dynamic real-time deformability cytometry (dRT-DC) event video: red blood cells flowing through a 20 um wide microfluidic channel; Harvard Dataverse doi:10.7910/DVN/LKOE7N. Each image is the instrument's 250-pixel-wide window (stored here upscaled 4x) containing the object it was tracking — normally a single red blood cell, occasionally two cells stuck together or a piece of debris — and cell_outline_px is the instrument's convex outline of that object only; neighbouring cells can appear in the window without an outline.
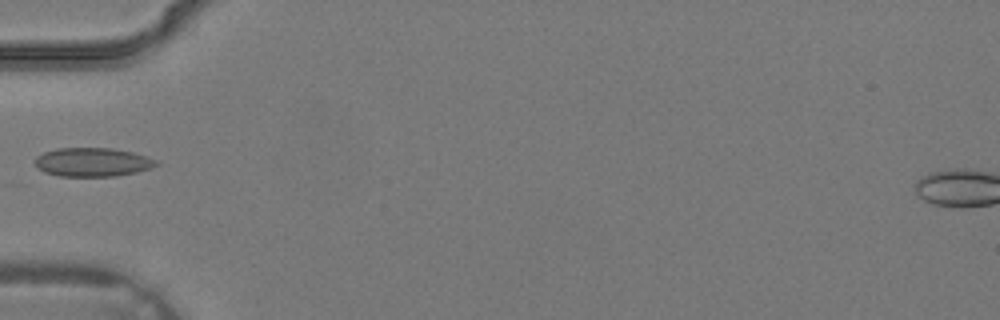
{"species": "common noctule bat (a hibernating species)", "species_latin": "Nyctalus noctula", "temperature_condition": "warm", "stored_images_in_passage": 3, "camera_frame_rate_fps": 3000, "um_per_image_px": 0.085, "animal": {"sex": "male", "body_mass_g": 19.2, "forearm_length_mm": 51.8}, "frame": {"image": 1, "passage_image": 3, "time_ms": 0.667, "image_size_px": [1000, 320], "cell_outline_px": [[160, 164], [152, 168], [136, 172], [116, 176], [60, 176], [44, 172], [36, 168], [36, 156], [44, 152], [56, 148], [112, 148], [132, 152], [156, 160]], "centroid_in_image_um": [7.86, 13.78], "position_along_channel_um": 77.1, "area_um2": 20.35}}